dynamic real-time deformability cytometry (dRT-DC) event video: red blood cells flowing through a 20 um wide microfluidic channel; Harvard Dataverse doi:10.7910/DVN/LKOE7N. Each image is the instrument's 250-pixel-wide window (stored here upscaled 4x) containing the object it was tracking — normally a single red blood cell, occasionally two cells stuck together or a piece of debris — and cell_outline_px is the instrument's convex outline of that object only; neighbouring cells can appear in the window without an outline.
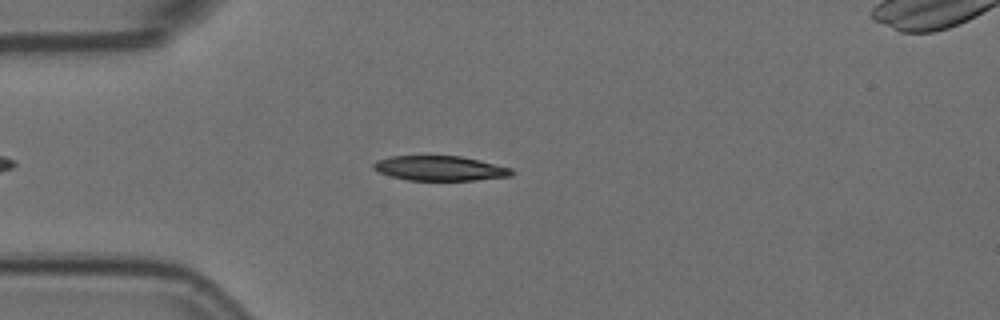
{"species": "Egyptian fruit bat (a non-hibernating species)", "species_latin": "Rousettus aegyptiacus", "temperature_condition": "room temperature", "stored_images_in_passage": 50, "camera_frame_rate_fps": 3000, "um_per_image_px": 0.085, "animal": {"sex": "female"}, "frame": {"image": 1, "passage_image": 9, "time_ms": 2.667, "image_size_px": [1000, 320], "cell_outline_px": [[512, 176], [472, 180], [408, 180], [392, 176], [380, 172], [372, 168], [372, 164], [376, 160], [392, 156], [460, 156], [480, 160], [512, 168]], "centroid_in_image_um": [37.39, 14.3], "position_along_channel_um": 47.6, "area_um2": 19.83}}
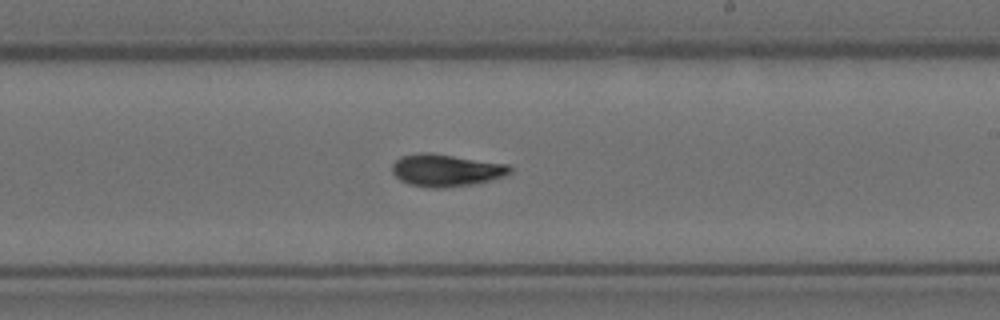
{"frame": {"image": 2, "passage_image": 27, "time_ms": 8.667, "image_size_px": [1000, 320], "cell_outline_px": [[512, 172], [504, 176], [472, 184], [436, 188], [408, 184], [400, 180], [392, 172], [392, 164], [400, 156], [420, 152], [428, 152], [508, 164], [512, 168]], "centroid_in_image_um": [37.89, 14.45], "position_along_channel_um": 251.1, "area_um2": 21.96}}
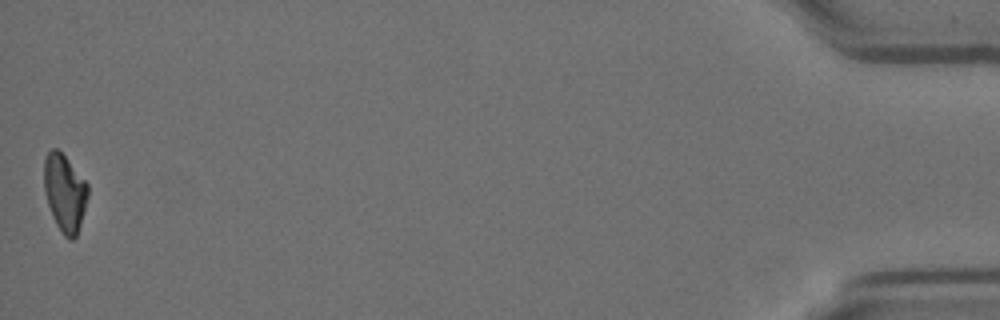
{"frame": {"image": 3, "passage_image": 50, "time_ms": 16.333, "image_size_px": [1000, 320], "cell_outline_px": [[88, 196], [80, 224], [76, 236], [72, 240], [68, 240], [64, 236], [56, 224], [52, 216], [44, 192], [44, 160], [48, 152], [52, 148], [56, 148], [64, 156], [88, 184]], "centroid_in_image_um": [5.49, 16.4], "position_along_channel_um": 429.7, "area_um2": 19.54}, "authors_computed_cell_mechanics": {"area_um2": 20.808, "velocity_mm_per_s": 3.6058, "shape_relaxation_time_tau1_ms": 4.7152, "shape_relaxation_time_tau2_ms": 3.4029, "deformation_change_tau1": 0.1762, "deformation_change_tau2": 0.086}}